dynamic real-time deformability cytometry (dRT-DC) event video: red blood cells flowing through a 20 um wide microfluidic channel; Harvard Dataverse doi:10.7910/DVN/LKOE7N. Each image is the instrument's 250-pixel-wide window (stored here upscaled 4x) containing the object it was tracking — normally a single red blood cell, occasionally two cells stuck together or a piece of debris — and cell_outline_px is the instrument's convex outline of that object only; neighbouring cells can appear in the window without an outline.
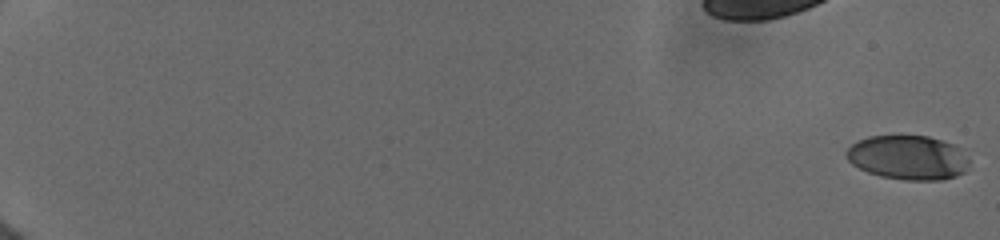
{"species": "human", "species_latin": "Homo sapiens", "temperature_condition": "cold", "stored_images_in_passage": 48, "camera_frame_rate_fps": 3000, "um_per_image_px": 0.085, "donor": {"sex": "female"}, "frame": {"image": 1, "passage_image": 1, "time_ms": 0.0, "image_size_px": [1000, 240], "cell_outline_px": [[968, 164], [964, 172], [956, 176], [944, 180], [904, 180], [880, 176], [868, 172], [852, 164], [848, 160], [844, 152], [852, 144], [868, 136], [928, 136], [952, 144], [968, 160]], "centroid_in_image_um": [77.13, 13.4], "position_along_channel_um": 7.9, "area_um2": 31.39}}
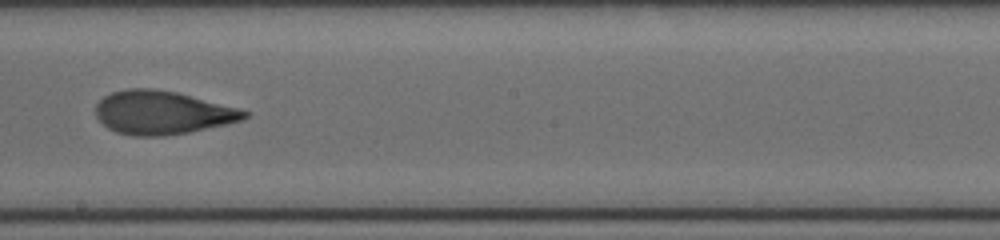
{"frame": {"image": 2, "passage_image": 31, "time_ms": 11.667, "image_size_px": [1000, 240], "cell_outline_px": [[252, 112], [244, 120], [228, 124], [188, 132], [164, 136], [132, 136], [116, 132], [108, 128], [96, 116], [96, 104], [104, 96], [112, 92], [128, 88], [152, 88], [176, 92], [240, 108]], "centroid_in_image_um": [13.83, 9.57], "position_along_channel_um": 234.4, "area_um2": 37.8}}
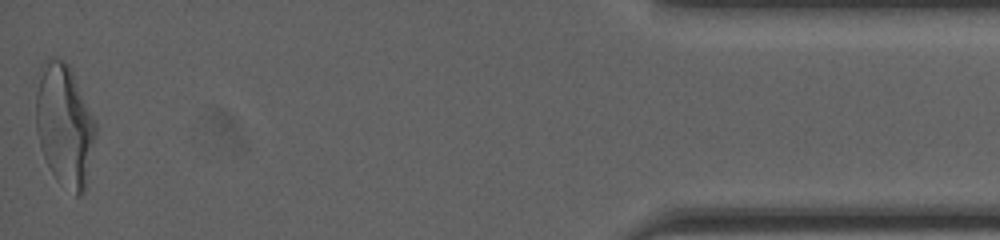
{"frame": {"image": 3, "passage_image": 48, "time_ms": 18.333, "image_size_px": [1000, 240], "cell_outline_px": [[96, 136], [84, 192], [80, 196], [76, 196], [56, 180], [40, 148], [36, 128], [32, 80], [40, 64], [44, 60], [64, 60], [68, 64], [96, 120]], "centroid_in_image_um": [5.42, 10.57], "position_along_channel_um": 429.8, "area_um2": 43.58}, "authors_computed_cell_mechanics": {"area_um2": 36.5874, "velocity_mm_per_s": 3.9521, "shape_relaxation_time_tau1_ms": 8.5678, "shape_relaxation_time_tau2_ms": 1.6754, "deformation_change_tau1": 0.2784, "deformation_change_tau2": 0.0879}}